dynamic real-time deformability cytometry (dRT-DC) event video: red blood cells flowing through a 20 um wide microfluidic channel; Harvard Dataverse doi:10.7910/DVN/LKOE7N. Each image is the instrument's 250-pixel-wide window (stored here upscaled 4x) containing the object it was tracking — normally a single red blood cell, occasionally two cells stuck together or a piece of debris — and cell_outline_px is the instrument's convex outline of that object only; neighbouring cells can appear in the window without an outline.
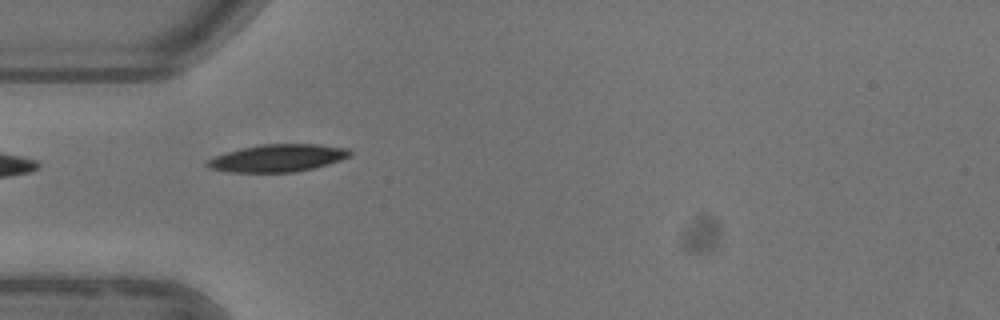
{"species": "common noctule bat (a hibernating species)", "species_latin": "Nyctalus noctula", "temperature_condition": "warm", "stored_images_in_passage": 37, "camera_frame_rate_fps": 3000, "um_per_image_px": 0.085, "animal": {"sex": "female"}, "frame": {"image": 1, "passage_image": 1, "time_ms": 0.0, "image_size_px": [1000, 320], "cell_outline_px": [[352, 156], [328, 164], [296, 172], [228, 172], [208, 168], [204, 164], [208, 160], [216, 156], [240, 148], [260, 144], [316, 144], [348, 148], [352, 152]], "centroid_in_image_um": [23.61, 13.43], "position_along_channel_um": 61.4, "area_um2": 22.83}}
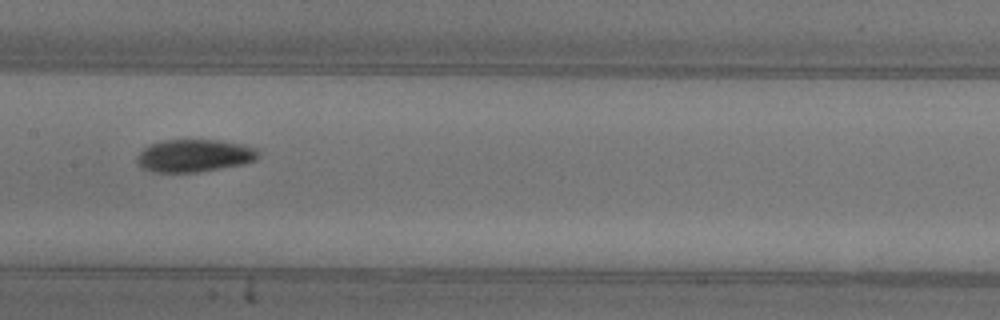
{"frame": {"image": 2, "passage_image": 11, "time_ms": 3.333, "image_size_px": [1000, 320], "cell_outline_px": [[260, 156], [256, 160], [244, 164], [196, 172], [152, 172], [144, 168], [136, 160], [136, 156], [148, 144], [164, 140], [216, 140], [244, 144], [256, 148], [260, 152]], "centroid_in_image_um": [16.54, 13.22], "position_along_channel_um": 190.9, "area_um2": 23.12}, "authors_computed_cell_mechanics": {"area_um2": 22.3108, "velocity_mm_per_s": 3.9085, "shape_relaxation_time_tau1_ms": 3.2452, "shape_relaxation_time_tau2_ms": 10.5582, "deformation_change_tau1": 0.1422, "deformation_change_tau2": 0.1304}}